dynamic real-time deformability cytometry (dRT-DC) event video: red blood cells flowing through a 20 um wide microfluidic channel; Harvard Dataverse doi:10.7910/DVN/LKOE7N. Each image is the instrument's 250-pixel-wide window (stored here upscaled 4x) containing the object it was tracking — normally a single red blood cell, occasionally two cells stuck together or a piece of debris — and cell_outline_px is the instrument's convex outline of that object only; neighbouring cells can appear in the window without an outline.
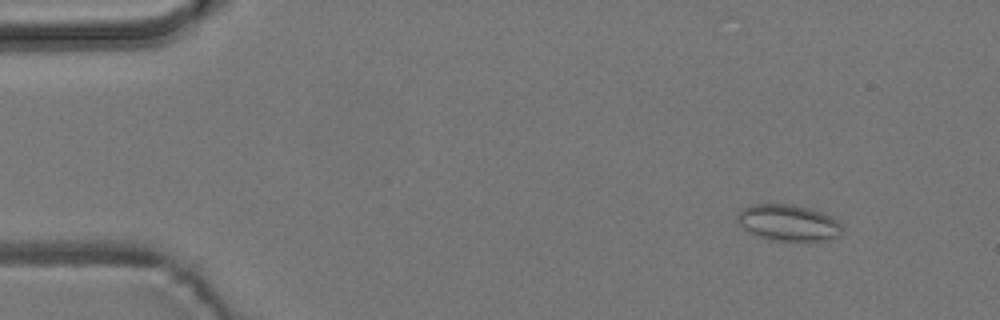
{"species": "common noctule bat (a hibernating species)", "species_latin": "Nyctalus noctula", "temperature_condition": "room temperature", "stored_images_in_passage": 4, "camera_frame_rate_fps": 3000, "um_per_image_px": 0.085, "animal": {"sex": "male", "body_mass_g": 19.2, "forearm_length_mm": 51.8}, "frame": {"image": 1, "passage_image": 2, "time_ms": 1.0, "image_size_px": [1000, 320], "cell_outline_px": [[844, 232], [840, 236], [828, 240], [776, 240], [760, 236], [744, 228], [740, 224], [736, 216], [744, 208], [752, 204], [792, 204], [824, 212], [832, 216], [840, 224]], "centroid_in_image_um": [67.07, 18.92], "position_along_channel_um": 17.9, "area_um2": 21.91}}